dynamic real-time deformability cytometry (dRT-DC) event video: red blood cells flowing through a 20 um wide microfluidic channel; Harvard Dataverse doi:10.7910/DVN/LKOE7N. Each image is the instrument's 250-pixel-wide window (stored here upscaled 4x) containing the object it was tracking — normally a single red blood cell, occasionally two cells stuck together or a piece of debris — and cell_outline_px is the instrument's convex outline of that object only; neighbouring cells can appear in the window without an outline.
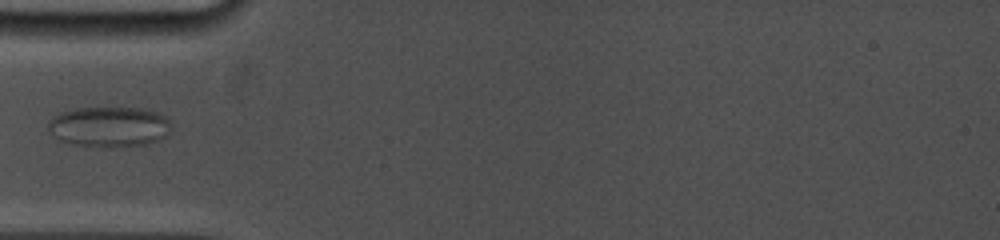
{"species": "common noctule bat (a hibernating species)", "species_latin": "Nyctalus noctula", "temperature_condition": "cold", "stored_images_in_passage": 2, "camera_frame_rate_fps": 5000, "um_per_image_px": 0.085, "animal": {"sex": "female", "body_mass_g": 19.0, "forearm_length_mm": 53.3}, "frame": {"image": 1, "passage_image": 1, "time_ms": 0.0, "image_size_px": [1000, 240], "cell_outline_px": [[172, 128], [168, 136], [144, 144], [104, 148], [72, 144], [60, 140], [48, 132], [48, 124], [52, 116], [60, 112], [80, 108], [140, 108], [160, 112], [168, 120]], "centroid_in_image_um": [9.28, 10.78], "position_along_channel_um": 75.7, "area_um2": 29.19}}
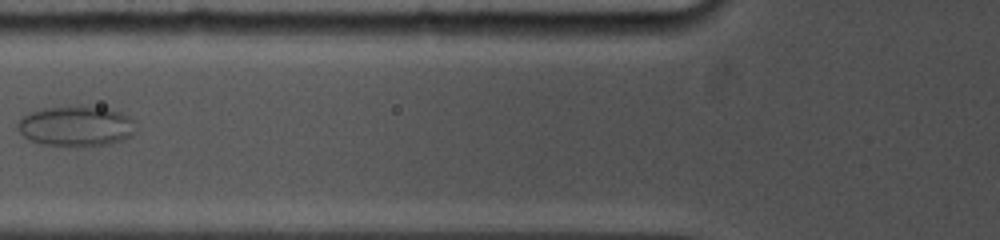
{"frame": {"image": 2, "passage_image": 2, "time_ms": 1.2, "image_size_px": [1000, 240], "cell_outline_px": [[136, 132], [132, 136], [108, 144], [40, 144], [24, 136], [16, 128], [16, 124], [28, 112], [44, 108], [68, 104], [104, 108], [120, 112], [136, 120]], "centroid_in_image_um": [6.48, 10.66], "position_along_channel_um": 119.3, "area_um2": 27.69}}